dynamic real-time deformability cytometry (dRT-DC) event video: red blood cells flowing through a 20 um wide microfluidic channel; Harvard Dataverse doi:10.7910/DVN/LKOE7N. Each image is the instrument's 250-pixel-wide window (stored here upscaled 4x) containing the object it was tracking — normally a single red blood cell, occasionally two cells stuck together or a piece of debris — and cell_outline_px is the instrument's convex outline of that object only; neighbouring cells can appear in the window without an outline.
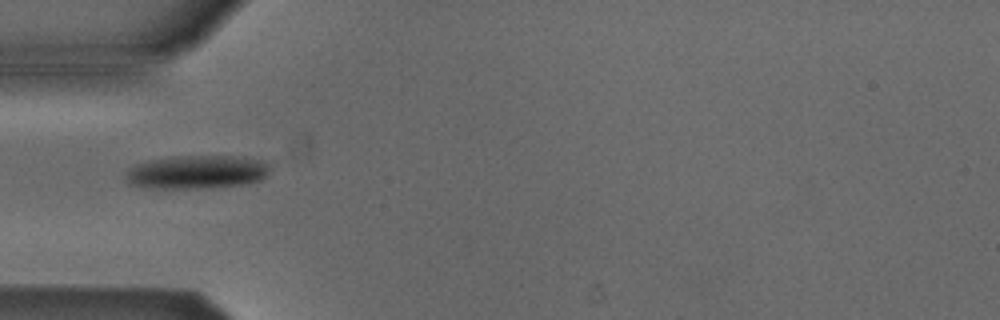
{"species": "Egyptian fruit bat (a non-hibernating species)", "species_latin": "Rousettus aegyptiacus", "temperature_condition": "cold", "stored_images_in_passage": 3, "camera_frame_rate_fps": 3000, "um_per_image_px": 0.085, "animal": {"sex": "male"}, "frame": {"image": 1, "passage_image": 1, "time_ms": 0.0, "image_size_px": [1000, 320], "cell_outline_px": [[268, 172], [260, 180], [240, 184], [212, 188], [152, 188], [128, 184], [124, 180], [124, 176], [128, 168], [136, 164], [148, 160], [176, 156], [244, 156], [260, 160], [268, 164]], "centroid_in_image_um": [16.66, 14.62], "position_along_channel_um": 68.3, "area_um2": 28.26}}
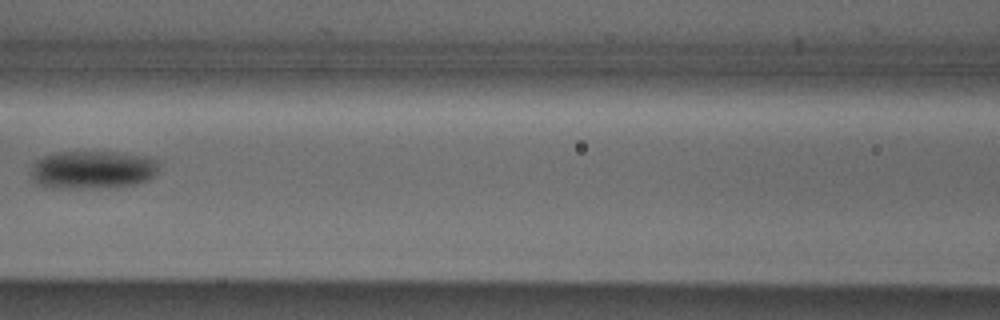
{"frame": {"image": 2, "passage_image": 3, "time_ms": 2.333, "image_size_px": [1000, 320], "cell_outline_px": [[160, 164], [156, 172], [148, 180], [136, 184], [116, 188], [52, 188], [40, 184], [32, 180], [32, 164], [36, 160], [44, 156], [56, 152], [116, 152], [148, 156], [156, 160]], "centroid_in_image_um": [7.89, 14.44], "position_along_channel_um": 158.7, "area_um2": 28.78}}